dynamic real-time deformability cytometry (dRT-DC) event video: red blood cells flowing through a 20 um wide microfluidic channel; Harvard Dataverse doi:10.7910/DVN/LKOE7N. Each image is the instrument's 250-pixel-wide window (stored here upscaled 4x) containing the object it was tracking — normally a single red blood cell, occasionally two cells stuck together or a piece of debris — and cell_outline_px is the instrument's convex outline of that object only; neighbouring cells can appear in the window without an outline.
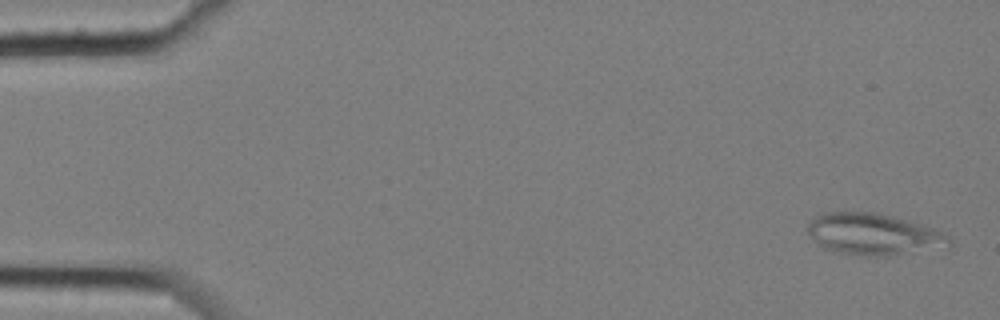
{"species": "common noctule bat (a hibernating species)", "species_latin": "Nyctalus noctula", "temperature_condition": "cold", "stored_images_in_passage": 7, "camera_frame_rate_fps": 3000, "um_per_image_px": 0.085, "animal": {"sex": "female", "body_mass_g": 25.1}, "frame": {"image": 1, "passage_image": 1, "time_ms": 0.0, "image_size_px": [1000, 320], "cell_outline_px": [[952, 244], [888, 256], [864, 256], [836, 252], [824, 248], [808, 232], [808, 224], [816, 216], [824, 212], [876, 212], [892, 216], [936, 228], [944, 232], [952, 240]], "centroid_in_image_um": [74.24, 19.89], "position_along_channel_um": 10.8, "area_um2": 33.81}}